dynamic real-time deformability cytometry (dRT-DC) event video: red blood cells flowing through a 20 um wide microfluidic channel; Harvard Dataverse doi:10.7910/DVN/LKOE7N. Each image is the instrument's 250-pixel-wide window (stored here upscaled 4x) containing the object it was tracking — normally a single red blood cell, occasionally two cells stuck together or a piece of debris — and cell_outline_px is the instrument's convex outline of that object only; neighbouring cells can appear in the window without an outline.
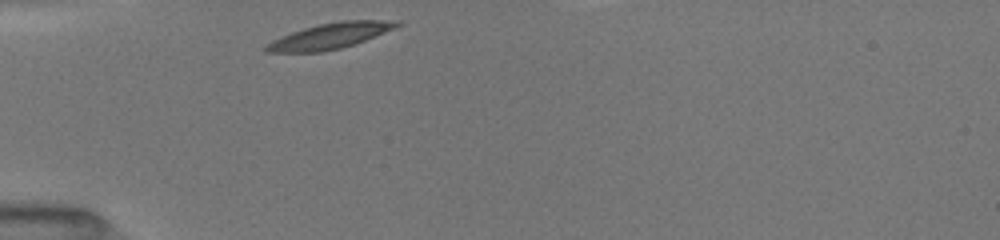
{"species": "common noctule bat (a hibernating species)", "species_latin": "Nyctalus noctula", "temperature_condition": "room temperature", "stored_images_in_passage": 31, "camera_frame_rate_fps": 3000, "um_per_image_px": 0.085, "animal": {"sex": "female", "body_mass_g": 19.5, "forearm_length_mm": 54.1}, "frame": {"image": 1, "passage_image": 1, "time_ms": 0.0, "image_size_px": [1000, 240], "cell_outline_px": [[404, 24], [396, 28], [364, 40], [340, 48], [320, 52], [264, 52], [260, 48], [264, 44], [272, 40], [292, 32], [304, 28], [320, 24], [340, 20], [400, 20]], "centroid_in_image_um": [28.03, 3.05], "position_along_channel_um": 57.0, "area_um2": 19.65}}
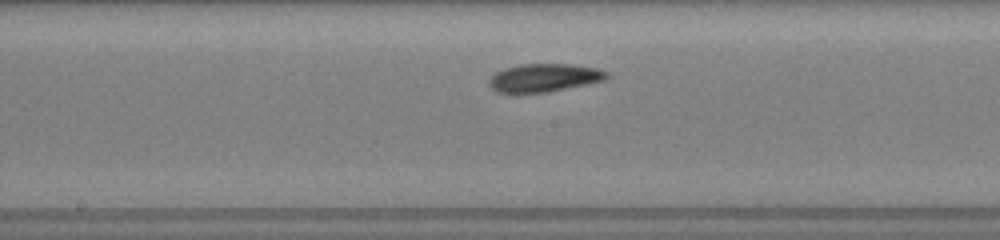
{"frame": {"image": 2, "passage_image": 13, "time_ms": 4.0, "image_size_px": [1000, 240], "cell_outline_px": [[608, 76], [604, 80], [588, 84], [548, 92], [496, 92], [488, 84], [488, 80], [496, 72], [504, 68], [520, 64], [572, 64], [600, 68], [608, 72]], "centroid_in_image_um": [46.28, 6.6], "position_along_channel_um": 201.9, "area_um2": 19.31}}
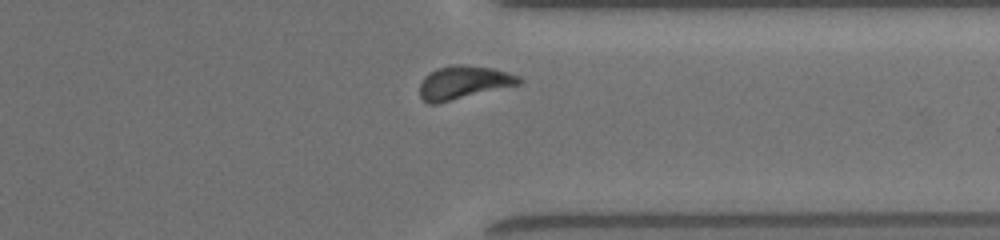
{"frame": {"image": 3, "passage_image": 26, "time_ms": 8.333, "image_size_px": [1000, 240], "cell_outline_px": [[524, 80], [520, 84], [436, 104], [428, 104], [420, 96], [420, 84], [424, 76], [428, 72], [436, 68], [452, 64], [464, 64], [492, 68], [508, 72], [520, 76]], "centroid_in_image_um": [39.4, 6.99], "position_along_channel_um": 372.0, "area_um2": 19.42}}